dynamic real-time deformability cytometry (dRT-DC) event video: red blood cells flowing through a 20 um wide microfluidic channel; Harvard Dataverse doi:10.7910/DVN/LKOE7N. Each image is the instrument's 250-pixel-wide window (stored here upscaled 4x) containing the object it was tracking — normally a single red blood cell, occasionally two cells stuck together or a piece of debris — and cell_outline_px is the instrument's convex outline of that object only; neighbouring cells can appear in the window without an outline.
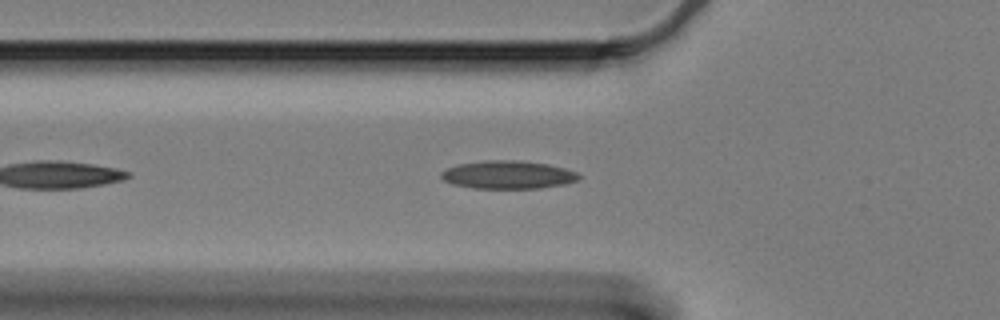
{"species": "Egyptian fruit bat (a non-hibernating species)", "species_latin": "Rousettus aegyptiacus", "temperature_condition": "cold", "stored_images_in_passage": 23, "camera_frame_rate_fps": 3000, "um_per_image_px": 0.085, "animal": {"sex": "female"}, "frame": {"image": 1, "passage_image": 7, "time_ms": 2.0, "image_size_px": [1000, 320], "cell_outline_px": [[580, 180], [564, 184], [540, 188], [472, 188], [452, 184], [444, 180], [440, 176], [440, 172], [456, 164], [484, 160], [520, 160], [548, 164], [564, 168], [576, 172], [580, 176]], "centroid_in_image_um": [43.16, 14.85], "position_along_channel_um": 82.6, "area_um2": 22.66}}
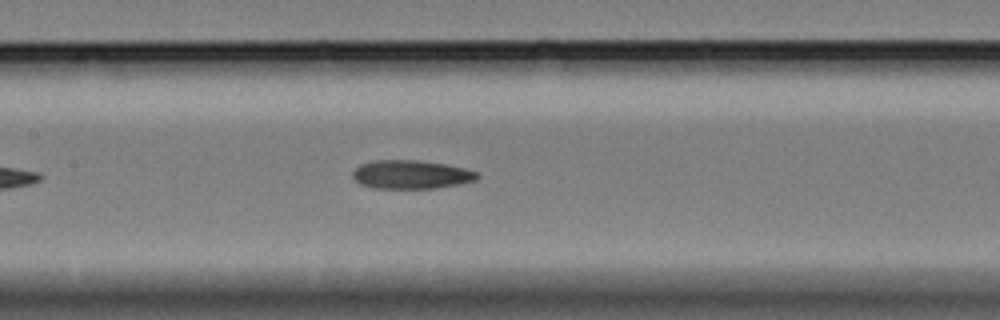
{"frame": {"image": 2, "passage_image": 15, "time_ms": 4.667, "image_size_px": [1000, 320], "cell_outline_px": [[480, 176], [476, 180], [436, 188], [376, 188], [360, 184], [352, 176], [352, 172], [360, 164], [376, 160], [416, 160], [444, 164], [464, 168], [480, 172]], "centroid_in_image_um": [34.95, 14.83], "position_along_channel_um": 172.4, "area_um2": 20.63}}
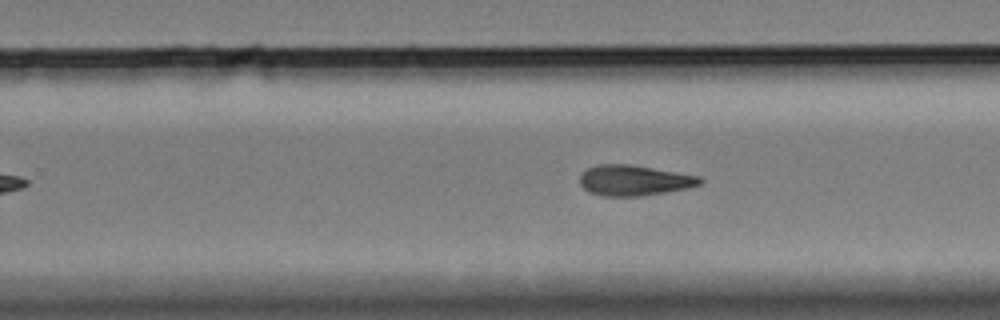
{"frame": {"image": 3, "passage_image": 21, "time_ms": 6.667, "image_size_px": [1000, 320], "cell_outline_px": [[704, 180], [700, 184], [688, 188], [640, 196], [604, 196], [588, 192], [580, 184], [580, 176], [588, 168], [596, 164], [632, 164], [700, 176]], "centroid_in_image_um": [53.9, 15.32], "position_along_channel_um": 275.9, "area_um2": 21.39}}